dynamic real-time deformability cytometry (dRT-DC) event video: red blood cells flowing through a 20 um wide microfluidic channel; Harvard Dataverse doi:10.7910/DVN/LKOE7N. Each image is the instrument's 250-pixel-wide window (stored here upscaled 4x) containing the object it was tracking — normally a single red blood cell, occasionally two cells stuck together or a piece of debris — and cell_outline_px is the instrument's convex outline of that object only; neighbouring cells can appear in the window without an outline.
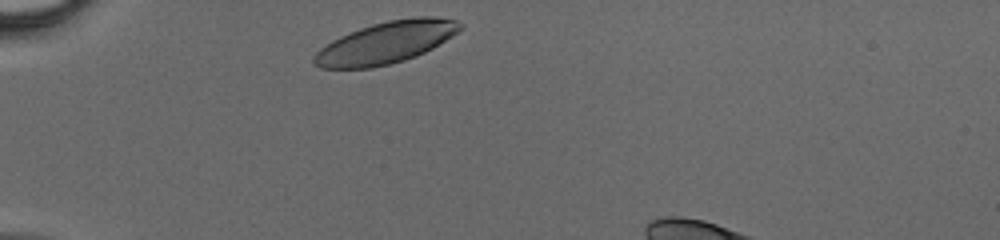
{"species": "human", "species_latin": "Homo sapiens", "temperature_condition": "cold", "stored_images_in_passage": 27, "camera_frame_rate_fps": 3000, "um_per_image_px": 0.085, "donor": {"sex": "male"}, "frame": {"image": 1, "passage_image": 1, "time_ms": 0.0, "image_size_px": [1000, 240], "cell_outline_px": [[464, 28], [452, 36], [432, 48], [416, 56], [404, 60], [372, 68], [320, 68], [312, 64], [312, 56], [320, 48], [332, 40], [340, 36], [360, 28], [372, 24], [388, 20], [416, 16], [436, 16], [456, 20], [464, 24]], "centroid_in_image_um": [32.81, 3.61], "position_along_channel_um": 52.2, "area_um2": 35.78}}
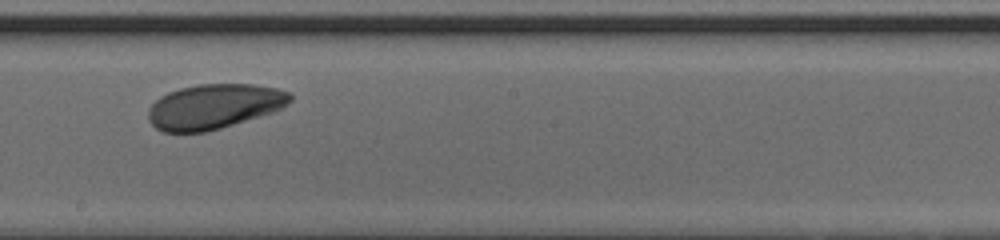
{"frame": {"image": 2, "passage_image": 15, "time_ms": 4.667, "image_size_px": [1000, 240], "cell_outline_px": [[292, 100], [288, 104], [272, 112], [220, 128], [204, 132], [164, 132], [156, 128], [148, 120], [148, 108], [160, 96], [168, 92], [180, 88], [200, 84], [252, 84], [276, 88], [288, 92], [292, 96]], "centroid_in_image_um": [18.17, 9.04], "position_along_channel_um": 230.0, "area_um2": 36.88}}
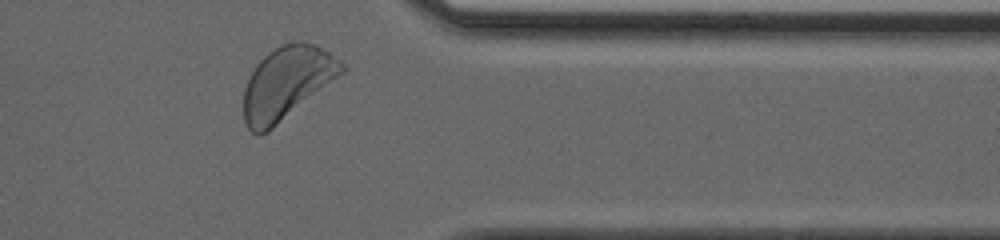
{"frame": {"image": 3, "passage_image": 26, "time_ms": 8.333, "image_size_px": [1000, 240], "cell_outline_px": [[348, 68], [344, 72], [268, 132], [260, 136], [252, 132], [244, 124], [244, 88], [256, 64], [268, 52], [280, 44], [292, 40], [304, 40], [316, 44], [340, 60]], "centroid_in_image_um": [24.38, 7.03], "position_along_channel_um": 387.0, "area_um2": 41.67}}